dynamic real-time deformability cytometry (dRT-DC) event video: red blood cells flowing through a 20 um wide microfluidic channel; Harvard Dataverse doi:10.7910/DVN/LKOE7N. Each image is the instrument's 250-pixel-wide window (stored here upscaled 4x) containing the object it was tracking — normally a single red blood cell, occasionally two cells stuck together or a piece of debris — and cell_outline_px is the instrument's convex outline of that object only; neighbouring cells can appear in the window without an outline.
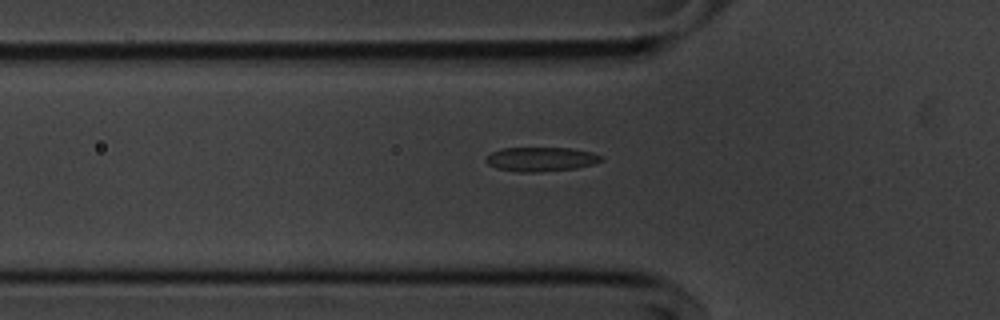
{"species": "common noctule bat (a hibernating species)", "species_latin": "Nyctalus noctula", "temperature_condition": "cold", "stored_images_in_passage": 36, "segment_of_instrument_passage": [1, 2], "camera_frame_rate_fps": 3000, "um_per_image_px": 0.085, "animal": {"sex": "male", "body_mass_g": 20.1, "forearm_length_mm": 53.5}, "frame": {"image": 1, "passage_image": 6, "time_ms": 1.667, "image_size_px": [1000, 320], "cell_outline_px": [[604, 160], [592, 164], [576, 168], [540, 172], [520, 172], [496, 168], [488, 164], [484, 160], [492, 152], [504, 148], [568, 148], [592, 152], [600, 156]], "centroid_in_image_um": [45.97, 13.54], "position_along_channel_um": 79.8, "area_um2": 16.13}}
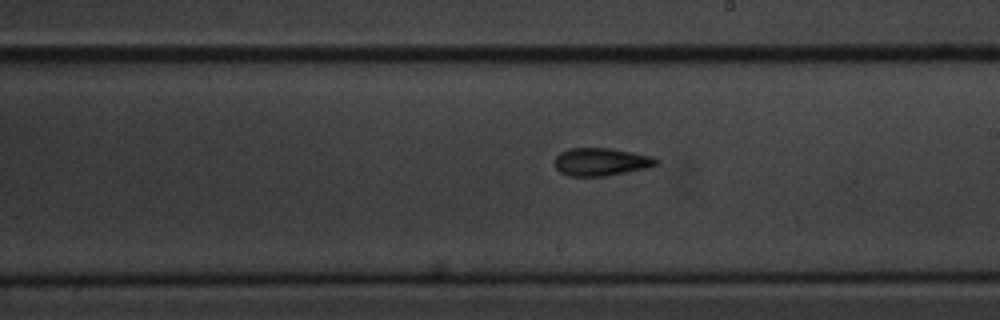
{"frame": {"image": 2, "passage_image": 19, "time_ms": 6.0, "image_size_px": [1000, 320], "cell_outline_px": [[660, 160], [656, 164], [648, 168], [604, 176], [568, 176], [560, 172], [556, 168], [556, 156], [560, 152], [568, 148], [612, 148], [656, 156]], "centroid_in_image_um": [51.13, 13.74], "position_along_channel_um": 237.9, "area_um2": 16.65}}
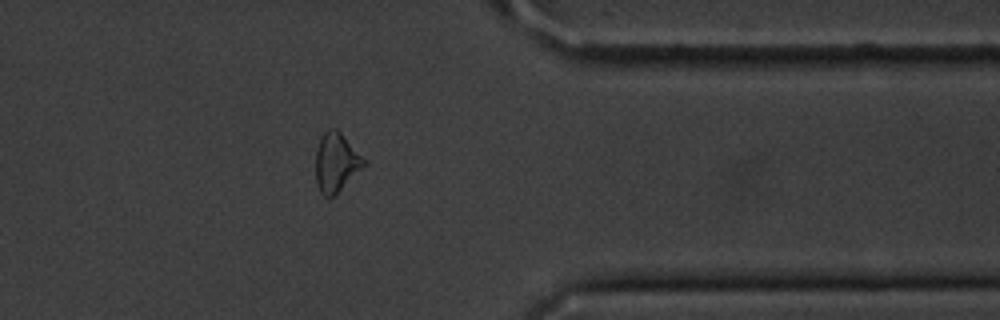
{"frame": {"image": 3, "passage_image": 32, "time_ms": 10.333, "image_size_px": [1000, 320], "cell_outline_px": [[368, 164], [328, 200], [320, 192], [316, 184], [316, 148], [320, 136], [328, 128], [336, 128], [340, 132]], "centroid_in_image_um": [28.54, 13.81], "position_along_channel_um": 382.9, "area_um2": 16.53}}